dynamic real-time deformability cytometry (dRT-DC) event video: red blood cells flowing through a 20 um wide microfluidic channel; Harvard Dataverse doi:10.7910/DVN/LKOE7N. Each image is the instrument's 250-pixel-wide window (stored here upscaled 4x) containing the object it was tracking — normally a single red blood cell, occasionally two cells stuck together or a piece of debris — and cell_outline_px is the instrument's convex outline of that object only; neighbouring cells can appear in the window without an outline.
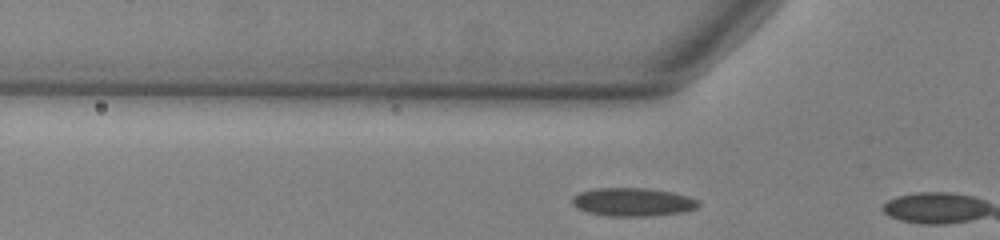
{"species": "common noctule bat (a hibernating species)", "species_latin": "Nyctalus noctula", "temperature_condition": "warm", "stored_images_in_passage": 5, "camera_frame_rate_fps": 3000, "um_per_image_px": 0.085, "animal": {"sex": "male", "body_mass_g": 13.0, "forearm_length_mm": 53.1}, "frame": {"image": 1, "passage_image": 3, "time_ms": 0.667, "image_size_px": [1000, 240], "cell_outline_px": [[700, 204], [696, 208], [684, 212], [648, 216], [608, 216], [588, 212], [576, 208], [572, 204], [572, 196], [580, 192], [592, 188], [648, 188], [672, 192], [688, 196], [700, 200]], "centroid_in_image_um": [53.78, 17.17], "position_along_channel_um": 72.0, "area_um2": 21.04}}